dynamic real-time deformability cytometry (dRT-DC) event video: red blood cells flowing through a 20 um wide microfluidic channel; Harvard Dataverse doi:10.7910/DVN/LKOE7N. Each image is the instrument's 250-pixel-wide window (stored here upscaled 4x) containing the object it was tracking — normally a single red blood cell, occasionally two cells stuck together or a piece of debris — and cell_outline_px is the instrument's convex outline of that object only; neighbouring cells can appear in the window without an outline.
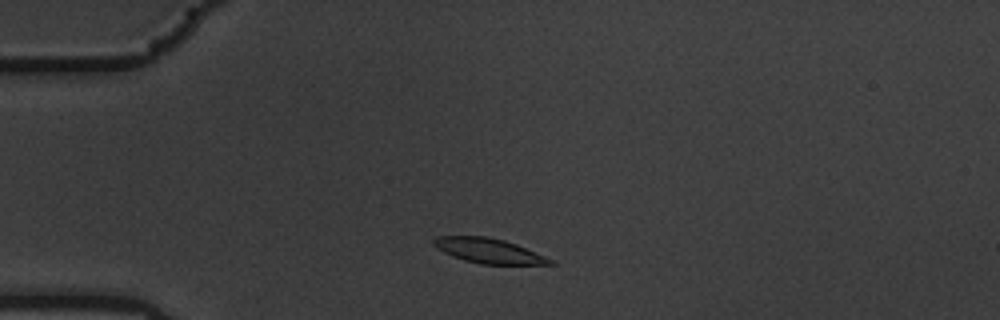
{"species": "common noctule bat (a hibernating species)", "species_latin": "Nyctalus noctula", "temperature_condition": "warm", "stored_images_in_passage": 48, "camera_frame_rate_fps": 3000, "um_per_image_px": 0.085, "animal": {"sex": "male", "body_mass_g": 19.5, "forearm_length_mm": 54.6}, "frame": {"image": 1, "passage_image": 5, "time_ms": 1.333, "image_size_px": [1000, 320], "cell_outline_px": [[556, 264], [480, 264], [464, 260], [452, 256], [436, 248], [432, 244], [432, 240], [436, 236], [484, 236], [504, 240], [516, 244], [544, 256], [552, 260]], "centroid_in_image_um": [41.48, 21.31], "position_along_channel_um": 43.5, "area_um2": 16.7}}
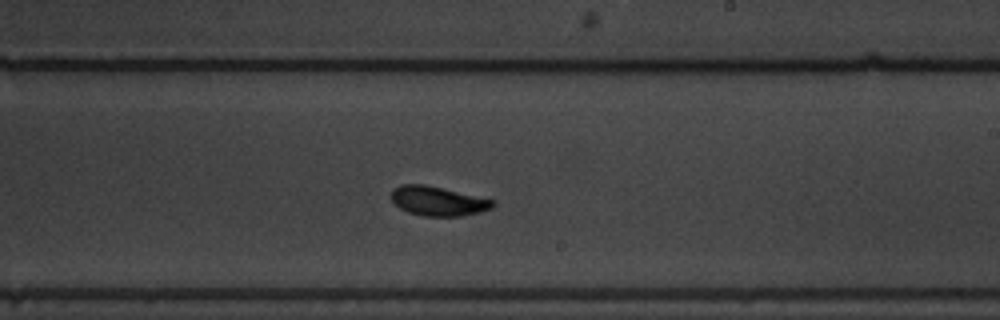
{"frame": {"image": 2, "passage_image": 25, "time_ms": 8.0, "image_size_px": [1000, 320], "cell_outline_px": [[496, 204], [492, 208], [480, 212], [460, 216], [420, 216], [408, 212], [400, 208], [392, 200], [392, 192], [400, 184], [424, 184], [496, 200]], "centroid_in_image_um": [37.26, 17.1], "position_along_channel_um": 251.7, "area_um2": 17.34}}
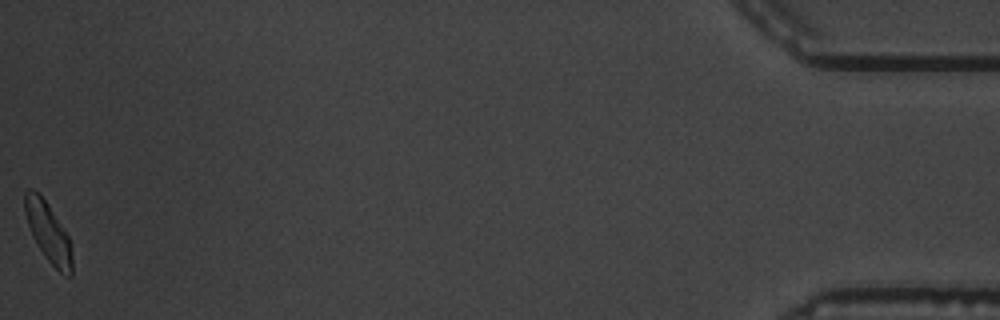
{"frame": {"image": 3, "passage_image": 48, "time_ms": 15.667, "image_size_px": [1000, 320], "cell_outline_px": [[72, 276], [68, 276], [60, 272], [44, 256], [32, 236], [24, 212], [24, 192], [28, 188], [32, 188], [44, 200], [68, 236], [72, 244]], "centroid_in_image_um": [4.09, 19.77], "position_along_channel_um": 431.1, "area_um2": 16.13}, "authors_computed_cell_mechanics": {"area_um2": 17.1377, "velocity_mm_per_s": 3.5407, "shape_relaxation_time_tau1_ms": 2.5138, "shape_relaxation_time_tau2_ms": 2.5932, "deformation_change_tau1": 0.1747, "deformation_change_tau2": 0.0706}}